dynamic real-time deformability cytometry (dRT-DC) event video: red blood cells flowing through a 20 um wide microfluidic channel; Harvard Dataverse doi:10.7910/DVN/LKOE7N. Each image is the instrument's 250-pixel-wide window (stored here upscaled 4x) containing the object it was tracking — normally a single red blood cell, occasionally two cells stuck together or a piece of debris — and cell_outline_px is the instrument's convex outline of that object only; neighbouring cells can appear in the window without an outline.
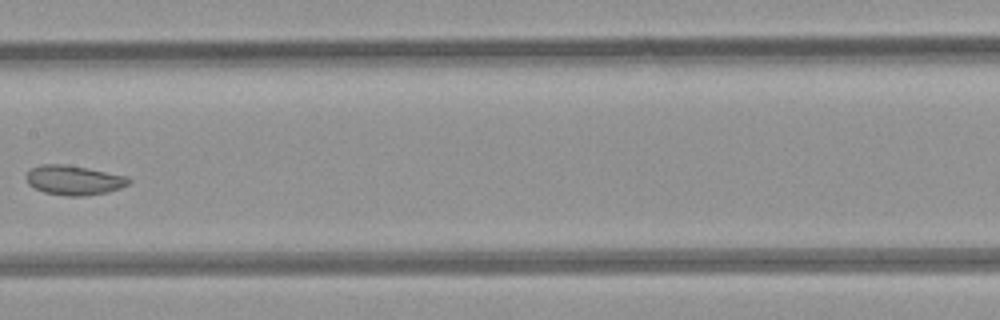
{"species": "common noctule bat (a hibernating species)", "species_latin": "Nyctalus noctula", "temperature_condition": "room temperature", "stored_images_in_passage": 6, "camera_frame_rate_fps": 3000, "um_per_image_px": 0.085, "animal": {"sex": "female", "body_mass_g": 21.9}, "frame": {"image": 1, "passage_image": 6, "time_ms": 5.667, "image_size_px": [1000, 320], "cell_outline_px": [[132, 180], [128, 184], [120, 188], [108, 192], [84, 196], [68, 196], [44, 192], [28, 184], [24, 176], [32, 168], [40, 164], [64, 164], [88, 168], [128, 176]], "centroid_in_image_um": [6.29, 15.31], "position_along_channel_um": 201.1, "area_um2": 17.74}}